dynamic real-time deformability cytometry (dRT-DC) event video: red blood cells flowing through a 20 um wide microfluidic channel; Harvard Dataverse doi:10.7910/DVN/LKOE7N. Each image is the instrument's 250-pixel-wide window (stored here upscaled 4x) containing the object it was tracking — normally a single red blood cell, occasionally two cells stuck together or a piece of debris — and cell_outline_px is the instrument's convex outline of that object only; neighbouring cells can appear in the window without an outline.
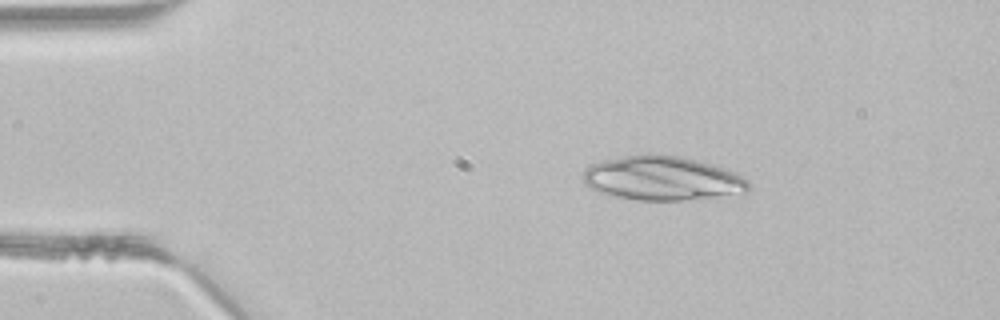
{"species": "common noctule bat (a hibernating species)", "species_latin": "Nyctalus noctula", "temperature_condition": "room temperature", "stored_images_in_passage": 40, "camera_frame_rate_fps": 3000, "um_per_image_px": 0.085, "animal": {"sex": "male", "body_mass_g": 21.5, "forearm_length_mm": 52.0}, "frame": {"image": 1, "passage_image": 3, "time_ms": 0.667, "image_size_px": [1000, 320], "cell_outline_px": [[748, 192], [680, 200], [640, 200], [612, 196], [600, 192], [584, 184], [584, 172], [592, 164], [604, 160], [644, 152], [648, 152], [680, 156], [696, 160], [724, 168], [736, 172], [748, 180]], "centroid_in_image_um": [56.29, 15.13], "position_along_channel_um": 28.7, "area_um2": 42.43}}
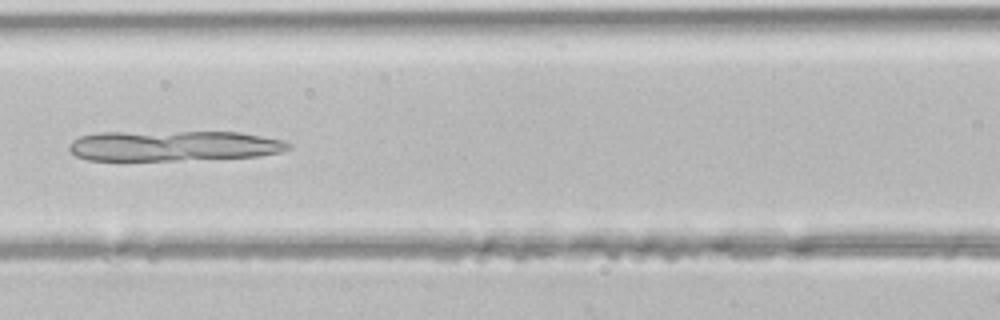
{"frame": {"image": 2, "passage_image": 15, "time_ms": 4.667, "image_size_px": [1000, 320], "cell_outline_px": [[292, 148], [280, 152], [260, 156], [172, 160], [88, 160], [76, 156], [68, 148], [68, 144], [72, 140], [80, 136], [100, 132], [240, 132], [284, 140], [292, 144]], "centroid_in_image_um": [14.76, 12.39], "position_along_channel_um": 151.8, "area_um2": 38.9}}
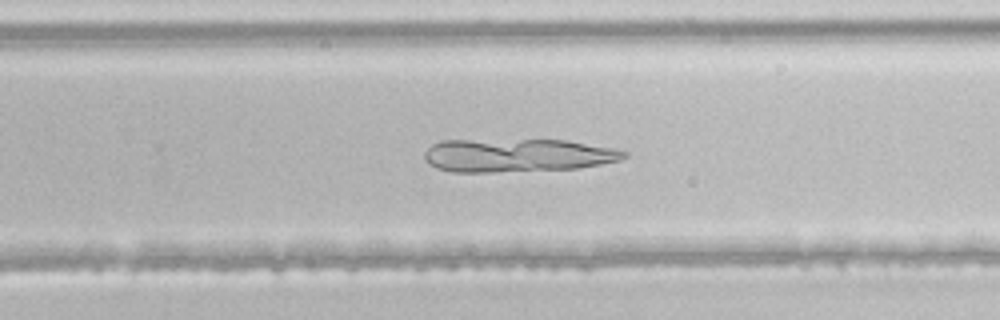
{"frame": {"image": 3, "passage_image": 24, "time_ms": 7.667, "image_size_px": [1000, 320], "cell_outline_px": [[628, 156], [620, 160], [580, 168], [492, 172], [452, 172], [436, 168], [428, 164], [424, 156], [424, 152], [432, 144], [440, 140], [564, 140], [612, 148], [628, 152]], "centroid_in_image_um": [43.94, 13.2], "position_along_channel_um": 285.9, "area_um2": 38.73}}